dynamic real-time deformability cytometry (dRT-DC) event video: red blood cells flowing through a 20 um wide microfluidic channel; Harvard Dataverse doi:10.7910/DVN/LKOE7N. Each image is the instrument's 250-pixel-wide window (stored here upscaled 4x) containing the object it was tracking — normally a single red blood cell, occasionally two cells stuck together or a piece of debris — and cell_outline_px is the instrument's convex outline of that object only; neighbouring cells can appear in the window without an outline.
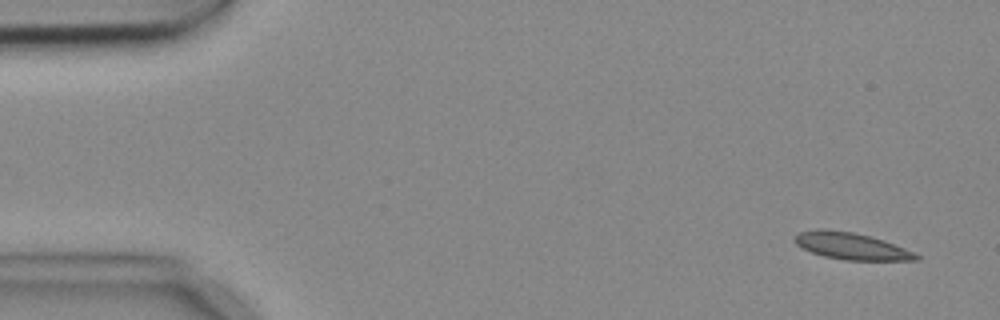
{"species": "common noctule bat (a hibernating species)", "species_latin": "Nyctalus noctula", "temperature_condition": "cold", "stored_images_in_passage": 4, "camera_frame_rate_fps": 3000, "um_per_image_px": 0.085, "animal": {"sex": "female", "body_mass_g": 18.4}, "frame": {"image": 1, "passage_image": 1, "time_ms": 0.0, "image_size_px": [1000, 320], "cell_outline_px": [[920, 260], [844, 260], [824, 256], [812, 252], [796, 244], [792, 240], [792, 236], [800, 232], [816, 228], [824, 228], [852, 232], [872, 236], [884, 240], [904, 248], [920, 256]], "centroid_in_image_um": [72.31, 20.9], "position_along_channel_um": 12.7, "area_um2": 19.07}}
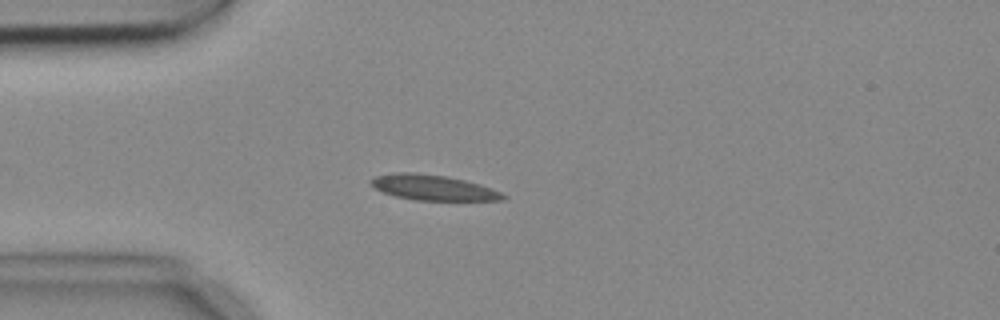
{"frame": {"image": 2, "passage_image": 4, "time_ms": 1.0, "image_size_px": [1000, 320], "cell_outline_px": [[508, 196], [504, 200], [416, 200], [396, 196], [384, 192], [376, 188], [368, 180], [376, 176], [392, 172], [416, 172], [448, 176], [480, 184], [492, 188]], "centroid_in_image_um": [36.82, 15.93], "position_along_channel_um": 48.2, "area_um2": 19.54}}